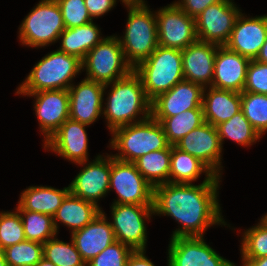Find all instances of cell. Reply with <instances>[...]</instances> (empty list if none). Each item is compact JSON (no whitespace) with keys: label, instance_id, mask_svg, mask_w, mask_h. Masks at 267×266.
Returning a JSON list of instances; mask_svg holds the SVG:
<instances>
[{"label":"cell","instance_id":"cell-1","mask_svg":"<svg viewBox=\"0 0 267 266\" xmlns=\"http://www.w3.org/2000/svg\"><path fill=\"white\" fill-rule=\"evenodd\" d=\"M220 179L193 183H165L153 188L154 215L170 216L179 226L171 238L203 236L213 225H227L219 203Z\"/></svg>","mask_w":267,"mask_h":266},{"label":"cell","instance_id":"cell-11","mask_svg":"<svg viewBox=\"0 0 267 266\" xmlns=\"http://www.w3.org/2000/svg\"><path fill=\"white\" fill-rule=\"evenodd\" d=\"M155 15L159 46L182 50L198 40L195 18L188 16L175 3L160 8Z\"/></svg>","mask_w":267,"mask_h":266},{"label":"cell","instance_id":"cell-6","mask_svg":"<svg viewBox=\"0 0 267 266\" xmlns=\"http://www.w3.org/2000/svg\"><path fill=\"white\" fill-rule=\"evenodd\" d=\"M133 70L140 76L146 95L152 101L184 79L181 50L158 46Z\"/></svg>","mask_w":267,"mask_h":266},{"label":"cell","instance_id":"cell-41","mask_svg":"<svg viewBox=\"0 0 267 266\" xmlns=\"http://www.w3.org/2000/svg\"><path fill=\"white\" fill-rule=\"evenodd\" d=\"M223 0H179L174 3L188 16L195 18L208 6Z\"/></svg>","mask_w":267,"mask_h":266},{"label":"cell","instance_id":"cell-17","mask_svg":"<svg viewBox=\"0 0 267 266\" xmlns=\"http://www.w3.org/2000/svg\"><path fill=\"white\" fill-rule=\"evenodd\" d=\"M108 89L105 84L84 78L78 85L69 89V118L91 125L102 115L104 94Z\"/></svg>","mask_w":267,"mask_h":266},{"label":"cell","instance_id":"cell-15","mask_svg":"<svg viewBox=\"0 0 267 266\" xmlns=\"http://www.w3.org/2000/svg\"><path fill=\"white\" fill-rule=\"evenodd\" d=\"M34 97L35 115L38 118L40 132L45 143L60 126L69 119V92L55 89L34 93H16Z\"/></svg>","mask_w":267,"mask_h":266},{"label":"cell","instance_id":"cell-19","mask_svg":"<svg viewBox=\"0 0 267 266\" xmlns=\"http://www.w3.org/2000/svg\"><path fill=\"white\" fill-rule=\"evenodd\" d=\"M267 37V15L247 17L241 12L225 46L238 54L256 59Z\"/></svg>","mask_w":267,"mask_h":266},{"label":"cell","instance_id":"cell-30","mask_svg":"<svg viewBox=\"0 0 267 266\" xmlns=\"http://www.w3.org/2000/svg\"><path fill=\"white\" fill-rule=\"evenodd\" d=\"M161 123L167 141L175 145L191 130L205 123L203 108H193L172 117H153Z\"/></svg>","mask_w":267,"mask_h":266},{"label":"cell","instance_id":"cell-32","mask_svg":"<svg viewBox=\"0 0 267 266\" xmlns=\"http://www.w3.org/2000/svg\"><path fill=\"white\" fill-rule=\"evenodd\" d=\"M17 211L23 223L26 240L44 244L58 234L52 216L27 210Z\"/></svg>","mask_w":267,"mask_h":266},{"label":"cell","instance_id":"cell-43","mask_svg":"<svg viewBox=\"0 0 267 266\" xmlns=\"http://www.w3.org/2000/svg\"><path fill=\"white\" fill-rule=\"evenodd\" d=\"M145 253L146 250L133 251L127 259L126 266H155Z\"/></svg>","mask_w":267,"mask_h":266},{"label":"cell","instance_id":"cell-37","mask_svg":"<svg viewBox=\"0 0 267 266\" xmlns=\"http://www.w3.org/2000/svg\"><path fill=\"white\" fill-rule=\"evenodd\" d=\"M24 227L19 212H0V249L25 241Z\"/></svg>","mask_w":267,"mask_h":266},{"label":"cell","instance_id":"cell-12","mask_svg":"<svg viewBox=\"0 0 267 266\" xmlns=\"http://www.w3.org/2000/svg\"><path fill=\"white\" fill-rule=\"evenodd\" d=\"M232 0H223L208 6L195 17L197 38L219 46L225 45L231 35L235 21L241 13Z\"/></svg>","mask_w":267,"mask_h":266},{"label":"cell","instance_id":"cell-31","mask_svg":"<svg viewBox=\"0 0 267 266\" xmlns=\"http://www.w3.org/2000/svg\"><path fill=\"white\" fill-rule=\"evenodd\" d=\"M216 129L222 148L225 139H231L240 146L248 147L257 141L259 142V139L262 138L252 127L251 123L244 116L242 111L232 116L226 122L217 125Z\"/></svg>","mask_w":267,"mask_h":266},{"label":"cell","instance_id":"cell-35","mask_svg":"<svg viewBox=\"0 0 267 266\" xmlns=\"http://www.w3.org/2000/svg\"><path fill=\"white\" fill-rule=\"evenodd\" d=\"M241 111L262 137L267 132V95L242 92Z\"/></svg>","mask_w":267,"mask_h":266},{"label":"cell","instance_id":"cell-3","mask_svg":"<svg viewBox=\"0 0 267 266\" xmlns=\"http://www.w3.org/2000/svg\"><path fill=\"white\" fill-rule=\"evenodd\" d=\"M82 70V60L60 50H54L39 60L15 93L68 90Z\"/></svg>","mask_w":267,"mask_h":266},{"label":"cell","instance_id":"cell-48","mask_svg":"<svg viewBox=\"0 0 267 266\" xmlns=\"http://www.w3.org/2000/svg\"><path fill=\"white\" fill-rule=\"evenodd\" d=\"M0 266H8L7 262L4 258L3 251L0 249Z\"/></svg>","mask_w":267,"mask_h":266},{"label":"cell","instance_id":"cell-38","mask_svg":"<svg viewBox=\"0 0 267 266\" xmlns=\"http://www.w3.org/2000/svg\"><path fill=\"white\" fill-rule=\"evenodd\" d=\"M63 17L65 28L86 25L93 21L88 14L85 0H56Z\"/></svg>","mask_w":267,"mask_h":266},{"label":"cell","instance_id":"cell-33","mask_svg":"<svg viewBox=\"0 0 267 266\" xmlns=\"http://www.w3.org/2000/svg\"><path fill=\"white\" fill-rule=\"evenodd\" d=\"M64 242L57 235L43 244V257L56 266H86L72 239Z\"/></svg>","mask_w":267,"mask_h":266},{"label":"cell","instance_id":"cell-7","mask_svg":"<svg viewBox=\"0 0 267 266\" xmlns=\"http://www.w3.org/2000/svg\"><path fill=\"white\" fill-rule=\"evenodd\" d=\"M65 30L56 0H40L19 26L21 45L41 48L58 41Z\"/></svg>","mask_w":267,"mask_h":266},{"label":"cell","instance_id":"cell-9","mask_svg":"<svg viewBox=\"0 0 267 266\" xmlns=\"http://www.w3.org/2000/svg\"><path fill=\"white\" fill-rule=\"evenodd\" d=\"M111 226L115 239L133 251L145 250L147 244V226L145 220L154 215L153 205L112 203Z\"/></svg>","mask_w":267,"mask_h":266},{"label":"cell","instance_id":"cell-28","mask_svg":"<svg viewBox=\"0 0 267 266\" xmlns=\"http://www.w3.org/2000/svg\"><path fill=\"white\" fill-rule=\"evenodd\" d=\"M101 31L93 21L74 28H65L58 40L61 45L58 50L74 55L83 60L86 54L102 39Z\"/></svg>","mask_w":267,"mask_h":266},{"label":"cell","instance_id":"cell-34","mask_svg":"<svg viewBox=\"0 0 267 266\" xmlns=\"http://www.w3.org/2000/svg\"><path fill=\"white\" fill-rule=\"evenodd\" d=\"M257 225L242 233L241 258L258 259L267 256V218L262 216Z\"/></svg>","mask_w":267,"mask_h":266},{"label":"cell","instance_id":"cell-4","mask_svg":"<svg viewBox=\"0 0 267 266\" xmlns=\"http://www.w3.org/2000/svg\"><path fill=\"white\" fill-rule=\"evenodd\" d=\"M128 18L124 37H118L126 61L133 69L159 46L156 15L147 3L124 4ZM122 38V39H121Z\"/></svg>","mask_w":267,"mask_h":266},{"label":"cell","instance_id":"cell-39","mask_svg":"<svg viewBox=\"0 0 267 266\" xmlns=\"http://www.w3.org/2000/svg\"><path fill=\"white\" fill-rule=\"evenodd\" d=\"M132 252L130 247L116 240L90 260L86 266H126Z\"/></svg>","mask_w":267,"mask_h":266},{"label":"cell","instance_id":"cell-47","mask_svg":"<svg viewBox=\"0 0 267 266\" xmlns=\"http://www.w3.org/2000/svg\"><path fill=\"white\" fill-rule=\"evenodd\" d=\"M122 4H133V3H146L145 0H120Z\"/></svg>","mask_w":267,"mask_h":266},{"label":"cell","instance_id":"cell-44","mask_svg":"<svg viewBox=\"0 0 267 266\" xmlns=\"http://www.w3.org/2000/svg\"><path fill=\"white\" fill-rule=\"evenodd\" d=\"M242 266H267V256L258 259H242Z\"/></svg>","mask_w":267,"mask_h":266},{"label":"cell","instance_id":"cell-24","mask_svg":"<svg viewBox=\"0 0 267 266\" xmlns=\"http://www.w3.org/2000/svg\"><path fill=\"white\" fill-rule=\"evenodd\" d=\"M202 108L205 122L216 127L241 111V93L211 86L205 87Z\"/></svg>","mask_w":267,"mask_h":266},{"label":"cell","instance_id":"cell-21","mask_svg":"<svg viewBox=\"0 0 267 266\" xmlns=\"http://www.w3.org/2000/svg\"><path fill=\"white\" fill-rule=\"evenodd\" d=\"M217 44L197 40L181 50L184 79L210 87L214 76Z\"/></svg>","mask_w":267,"mask_h":266},{"label":"cell","instance_id":"cell-5","mask_svg":"<svg viewBox=\"0 0 267 266\" xmlns=\"http://www.w3.org/2000/svg\"><path fill=\"white\" fill-rule=\"evenodd\" d=\"M110 134V148L118 151L112 156L125 162L133 163L151 151L170 146L161 123L152 116L138 123L118 127Z\"/></svg>","mask_w":267,"mask_h":266},{"label":"cell","instance_id":"cell-46","mask_svg":"<svg viewBox=\"0 0 267 266\" xmlns=\"http://www.w3.org/2000/svg\"><path fill=\"white\" fill-rule=\"evenodd\" d=\"M35 266H56V265L43 257Z\"/></svg>","mask_w":267,"mask_h":266},{"label":"cell","instance_id":"cell-23","mask_svg":"<svg viewBox=\"0 0 267 266\" xmlns=\"http://www.w3.org/2000/svg\"><path fill=\"white\" fill-rule=\"evenodd\" d=\"M71 239L86 264L116 241L111 223L103 210L84 228L73 232Z\"/></svg>","mask_w":267,"mask_h":266},{"label":"cell","instance_id":"cell-26","mask_svg":"<svg viewBox=\"0 0 267 266\" xmlns=\"http://www.w3.org/2000/svg\"><path fill=\"white\" fill-rule=\"evenodd\" d=\"M70 193L69 185L63 189L51 186H29L21 193L16 210H27L54 216Z\"/></svg>","mask_w":267,"mask_h":266},{"label":"cell","instance_id":"cell-42","mask_svg":"<svg viewBox=\"0 0 267 266\" xmlns=\"http://www.w3.org/2000/svg\"><path fill=\"white\" fill-rule=\"evenodd\" d=\"M117 0H85L88 14L92 19L101 17L108 13L115 5Z\"/></svg>","mask_w":267,"mask_h":266},{"label":"cell","instance_id":"cell-10","mask_svg":"<svg viewBox=\"0 0 267 266\" xmlns=\"http://www.w3.org/2000/svg\"><path fill=\"white\" fill-rule=\"evenodd\" d=\"M118 195L116 204L153 205V187L132 162L114 158L111 154L109 191Z\"/></svg>","mask_w":267,"mask_h":266},{"label":"cell","instance_id":"cell-18","mask_svg":"<svg viewBox=\"0 0 267 266\" xmlns=\"http://www.w3.org/2000/svg\"><path fill=\"white\" fill-rule=\"evenodd\" d=\"M88 126L69 118L49 137L43 147L76 165L88 161V135L85 130Z\"/></svg>","mask_w":267,"mask_h":266},{"label":"cell","instance_id":"cell-27","mask_svg":"<svg viewBox=\"0 0 267 266\" xmlns=\"http://www.w3.org/2000/svg\"><path fill=\"white\" fill-rule=\"evenodd\" d=\"M204 173L205 179H221L200 159L171 145L170 183H192Z\"/></svg>","mask_w":267,"mask_h":266},{"label":"cell","instance_id":"cell-2","mask_svg":"<svg viewBox=\"0 0 267 266\" xmlns=\"http://www.w3.org/2000/svg\"><path fill=\"white\" fill-rule=\"evenodd\" d=\"M105 86H111L107 102L102 108L110 133L118 127L138 123L151 116V100L146 95L140 76L134 70Z\"/></svg>","mask_w":267,"mask_h":266},{"label":"cell","instance_id":"cell-16","mask_svg":"<svg viewBox=\"0 0 267 266\" xmlns=\"http://www.w3.org/2000/svg\"><path fill=\"white\" fill-rule=\"evenodd\" d=\"M175 146L206 164L215 175L222 177V145L217 129L207 122L191 130Z\"/></svg>","mask_w":267,"mask_h":266},{"label":"cell","instance_id":"cell-14","mask_svg":"<svg viewBox=\"0 0 267 266\" xmlns=\"http://www.w3.org/2000/svg\"><path fill=\"white\" fill-rule=\"evenodd\" d=\"M167 259L168 266H236L210 247L203 236L171 238Z\"/></svg>","mask_w":267,"mask_h":266},{"label":"cell","instance_id":"cell-20","mask_svg":"<svg viewBox=\"0 0 267 266\" xmlns=\"http://www.w3.org/2000/svg\"><path fill=\"white\" fill-rule=\"evenodd\" d=\"M203 87L183 79L171 90L151 101L152 117H172L193 108H202Z\"/></svg>","mask_w":267,"mask_h":266},{"label":"cell","instance_id":"cell-13","mask_svg":"<svg viewBox=\"0 0 267 266\" xmlns=\"http://www.w3.org/2000/svg\"><path fill=\"white\" fill-rule=\"evenodd\" d=\"M103 156L99 154L91 162L77 163L83 168L69 184L71 194L97 206L99 199L110 192L111 155Z\"/></svg>","mask_w":267,"mask_h":266},{"label":"cell","instance_id":"cell-36","mask_svg":"<svg viewBox=\"0 0 267 266\" xmlns=\"http://www.w3.org/2000/svg\"><path fill=\"white\" fill-rule=\"evenodd\" d=\"M2 251L8 266H35L43 258V244L35 241L25 240Z\"/></svg>","mask_w":267,"mask_h":266},{"label":"cell","instance_id":"cell-29","mask_svg":"<svg viewBox=\"0 0 267 266\" xmlns=\"http://www.w3.org/2000/svg\"><path fill=\"white\" fill-rule=\"evenodd\" d=\"M171 145L166 149L151 151L133 163L145 180L154 188L169 182Z\"/></svg>","mask_w":267,"mask_h":266},{"label":"cell","instance_id":"cell-8","mask_svg":"<svg viewBox=\"0 0 267 266\" xmlns=\"http://www.w3.org/2000/svg\"><path fill=\"white\" fill-rule=\"evenodd\" d=\"M86 79L109 84L127 76L133 67L126 61L117 35L104 37L82 60Z\"/></svg>","mask_w":267,"mask_h":266},{"label":"cell","instance_id":"cell-40","mask_svg":"<svg viewBox=\"0 0 267 266\" xmlns=\"http://www.w3.org/2000/svg\"><path fill=\"white\" fill-rule=\"evenodd\" d=\"M243 92L267 95V64L250 60Z\"/></svg>","mask_w":267,"mask_h":266},{"label":"cell","instance_id":"cell-45","mask_svg":"<svg viewBox=\"0 0 267 266\" xmlns=\"http://www.w3.org/2000/svg\"><path fill=\"white\" fill-rule=\"evenodd\" d=\"M255 60L267 64V37L263 46L261 47L259 55L256 57Z\"/></svg>","mask_w":267,"mask_h":266},{"label":"cell","instance_id":"cell-22","mask_svg":"<svg viewBox=\"0 0 267 266\" xmlns=\"http://www.w3.org/2000/svg\"><path fill=\"white\" fill-rule=\"evenodd\" d=\"M249 62V58L218 45L211 87L242 93Z\"/></svg>","mask_w":267,"mask_h":266},{"label":"cell","instance_id":"cell-25","mask_svg":"<svg viewBox=\"0 0 267 266\" xmlns=\"http://www.w3.org/2000/svg\"><path fill=\"white\" fill-rule=\"evenodd\" d=\"M96 204L69 193L53 216L54 227L59 232V222L70 228L71 234L89 224L102 210Z\"/></svg>","mask_w":267,"mask_h":266}]
</instances>
